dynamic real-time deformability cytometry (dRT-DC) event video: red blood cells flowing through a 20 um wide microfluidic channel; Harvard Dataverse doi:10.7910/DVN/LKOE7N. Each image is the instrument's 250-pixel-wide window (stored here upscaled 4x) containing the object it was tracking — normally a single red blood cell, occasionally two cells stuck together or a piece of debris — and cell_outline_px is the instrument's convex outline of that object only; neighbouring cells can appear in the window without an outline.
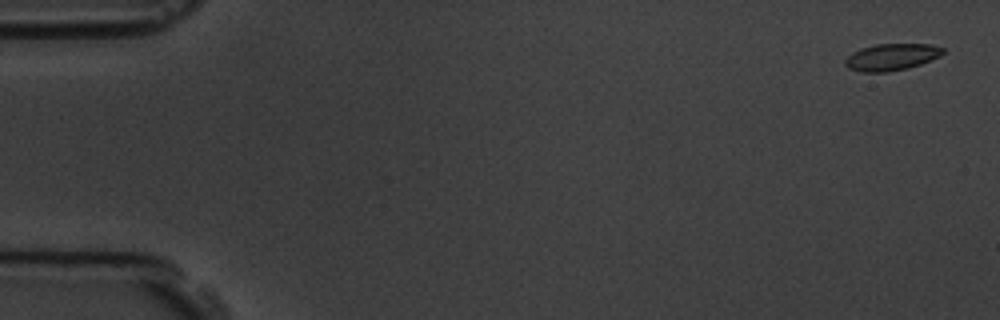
{"species": "common noctule bat (a hibernating species)", "species_latin": "Nyctalus noctula", "temperature_condition": "room temperature", "stored_images_in_passage": 5, "camera_frame_rate_fps": 3000, "um_per_image_px": 0.085, "animal": {"sex": "male", "body_mass_g": 19.5, "forearm_length_mm": 54.6}, "frame": {"image": 1, "passage_image": 1, "time_ms": 0.0, "image_size_px": [1000, 320], "cell_outline_px": [[944, 52], [940, 56], [920, 64], [908, 68], [888, 72], [860, 72], [848, 68], [844, 64], [844, 60], [852, 52], [860, 48], [876, 44], [932, 44], [944, 48]], "centroid_in_image_um": [75.76, 4.85], "position_along_channel_um": 9.2, "area_um2": 15.37}}
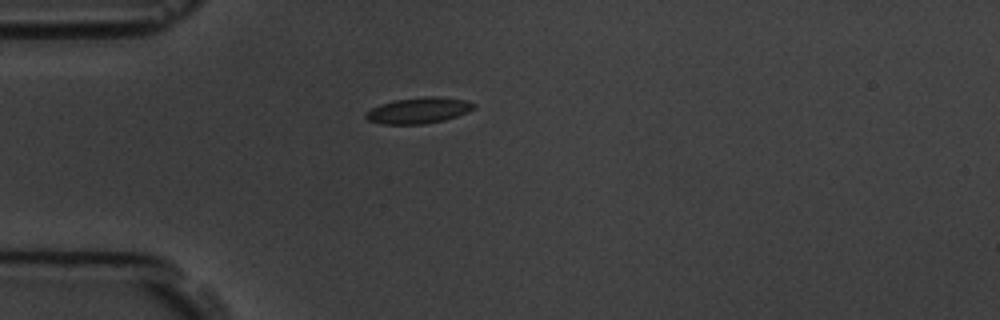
{"frame": {"image": 2, "passage_image": 5, "time_ms": 4.667, "image_size_px": [1000, 320], "cell_outline_px": [[476, 108], [468, 112], [444, 120], [424, 124], [380, 124], [368, 120], [364, 116], [364, 112], [380, 104], [396, 100], [428, 96], [440, 96], [464, 100], [476, 104]], "centroid_in_image_um": [35.57, 9.39], "position_along_channel_um": 49.4, "area_um2": 16.42}}